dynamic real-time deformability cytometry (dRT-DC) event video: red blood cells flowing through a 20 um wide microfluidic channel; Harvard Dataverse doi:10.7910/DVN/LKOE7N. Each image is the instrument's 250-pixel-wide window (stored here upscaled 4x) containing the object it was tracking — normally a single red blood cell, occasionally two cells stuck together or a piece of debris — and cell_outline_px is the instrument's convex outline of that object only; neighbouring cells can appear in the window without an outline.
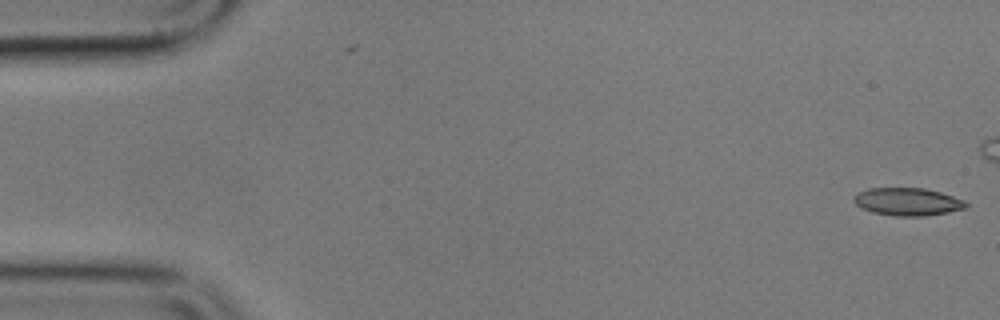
{"species": "common noctule bat (a hibernating species)", "species_latin": "Nyctalus noctula", "temperature_condition": "cold", "stored_images_in_passage": 8, "camera_frame_rate_fps": 3000, "um_per_image_px": 0.085, "animal": {"sex": "male", "body_mass_g": 17.9}, "frame": {"image": 1, "passage_image": 1, "time_ms": 0.0, "image_size_px": [1000, 320], "cell_outline_px": [[968, 204], [964, 208], [948, 212], [924, 216], [892, 216], [872, 212], [860, 208], [852, 200], [852, 196], [856, 192], [868, 188], [924, 188], [940, 192], [964, 200]], "centroid_in_image_um": [77.07, 17.14], "position_along_channel_um": 7.9, "area_um2": 18.26}}
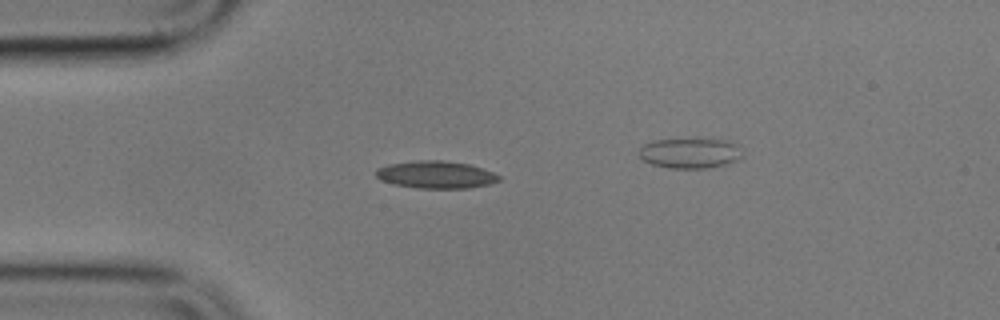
{"frame": {"image": 2, "passage_image": 5, "time_ms": 4.667, "image_size_px": [1000, 320], "cell_outline_px": [[500, 180], [488, 184], [468, 188], [420, 188], [396, 184], [380, 180], [376, 176], [376, 168], [388, 164], [420, 160], [444, 160], [468, 164], [492, 172], [500, 176]], "centroid_in_image_um": [37.03, 14.84], "position_along_channel_um": 48.0, "area_um2": 19.42}}